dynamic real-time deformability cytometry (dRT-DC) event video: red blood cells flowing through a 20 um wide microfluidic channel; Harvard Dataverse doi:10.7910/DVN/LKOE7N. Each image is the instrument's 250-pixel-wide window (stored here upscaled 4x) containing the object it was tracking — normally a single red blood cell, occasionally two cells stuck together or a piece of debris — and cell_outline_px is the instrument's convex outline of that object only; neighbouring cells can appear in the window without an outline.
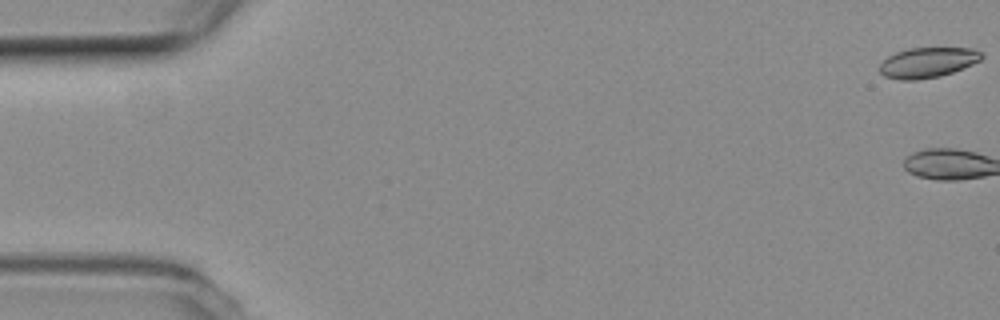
{"species": "common noctule bat (a hibernating species)", "species_latin": "Nyctalus noctula", "temperature_condition": "room temperature", "stored_images_in_passage": 3, "camera_frame_rate_fps": 3000, "um_per_image_px": 0.085, "animal": {"sex": "female", "body_mass_g": 19.3, "forearm_length_mm": 54.1}, "frame": {"image": 1, "passage_image": 1, "time_ms": 0.0, "image_size_px": [1000, 320], "cell_outline_px": [[984, 56], [980, 60], [972, 64], [952, 72], [940, 76], [916, 80], [900, 80], [884, 76], [880, 72], [880, 64], [888, 56], [896, 52], [908, 48], [976, 48]], "centroid_in_image_um": [78.85, 5.31], "position_along_channel_um": 6.2, "area_um2": 17.92}}